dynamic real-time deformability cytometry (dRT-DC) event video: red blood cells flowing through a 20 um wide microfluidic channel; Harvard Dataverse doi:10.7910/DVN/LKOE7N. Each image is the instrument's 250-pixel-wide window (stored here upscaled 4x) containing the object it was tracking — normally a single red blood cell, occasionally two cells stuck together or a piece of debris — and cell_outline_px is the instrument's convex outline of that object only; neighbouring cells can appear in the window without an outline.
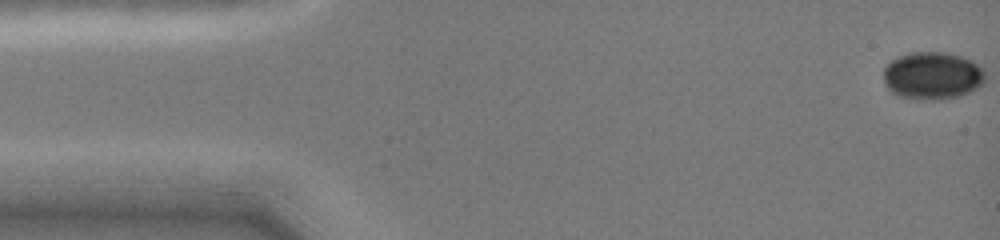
{"species": "common noctule bat (a hibernating species)", "species_latin": "Nyctalus noctula", "temperature_condition": "cold", "stored_images_in_passage": 22, "camera_frame_rate_fps": 3000, "um_per_image_px": 0.085, "animal": {"sex": "female", "body_mass_g": 19.0, "forearm_length_mm": 51.5}, "frame": {"image": 1, "passage_image": 1, "time_ms": 0.0, "image_size_px": [1000, 240], "cell_outline_px": [[984, 80], [976, 88], [960, 96], [940, 100], [916, 100], [896, 96], [884, 84], [884, 68], [896, 56], [908, 52], [948, 52], [972, 60], [980, 64], [984, 72]], "centroid_in_image_um": [79.23, 6.43], "position_along_channel_um": 5.8, "area_um2": 28.61}}
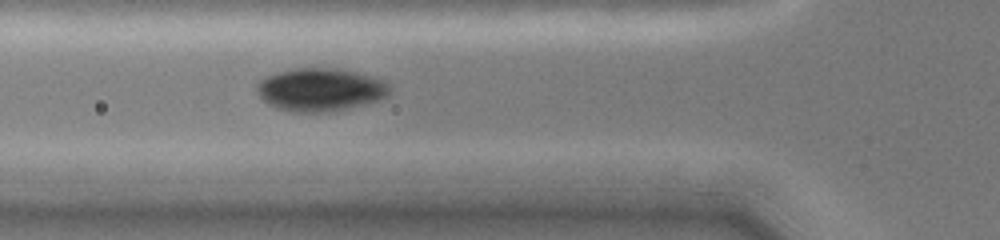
{"frame": {"image": 2, "passage_image": 16, "time_ms": 5.333, "image_size_px": [1000, 240], "cell_outline_px": [[392, 88], [388, 96], [380, 100], [332, 112], [292, 112], [276, 108], [268, 104], [256, 92], [256, 84], [260, 80], [276, 72], [296, 68], [336, 68], [356, 72], [372, 76], [388, 84]], "centroid_in_image_um": [27.23, 7.63], "position_along_channel_um": 98.6, "area_um2": 33.47}}
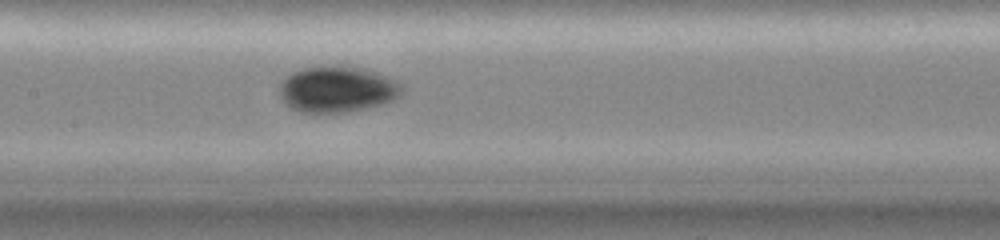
{"frame": {"image": 3, "passage_image": 22, "time_ms": 7.333, "image_size_px": [1000, 240], "cell_outline_px": [[404, 88], [400, 96], [384, 104], [348, 112], [300, 112], [288, 108], [284, 104], [280, 96], [280, 84], [292, 72], [304, 68], [336, 64], [352, 64], [368, 68], [388, 76], [404, 84]], "centroid_in_image_um": [28.71, 7.56], "position_along_channel_um": 178.7, "area_um2": 33.87}}